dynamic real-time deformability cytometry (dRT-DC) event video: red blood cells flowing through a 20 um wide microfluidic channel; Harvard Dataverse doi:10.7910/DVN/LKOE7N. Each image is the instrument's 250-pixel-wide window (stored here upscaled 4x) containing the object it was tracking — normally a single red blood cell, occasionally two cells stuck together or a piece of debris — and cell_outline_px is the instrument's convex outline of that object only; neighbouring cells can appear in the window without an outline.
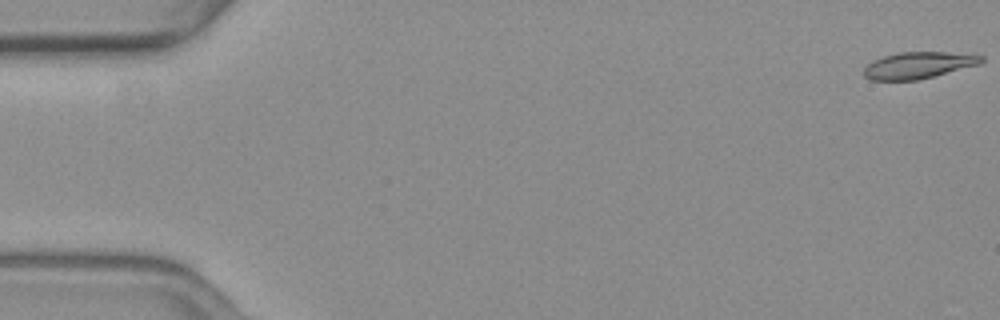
{"species": "common noctule bat (a hibernating species)", "species_latin": "Nyctalus noctula", "temperature_condition": "warm", "stored_images_in_passage": 57, "camera_frame_rate_fps": 3000, "um_per_image_px": 0.085, "animal": {"sex": "female", "body_mass_g": 19.3, "forearm_length_mm": 54.1}, "frame": {"image": 1, "passage_image": 1, "time_ms": 0.0, "image_size_px": [1000, 320], "cell_outline_px": [[984, 60], [980, 64], [916, 80], [868, 80], [864, 76], [864, 68], [872, 60], [884, 56], [900, 52], [944, 52], [984, 56]], "centroid_in_image_um": [78.02, 5.54], "position_along_channel_um": 7.0, "area_um2": 17.98}}
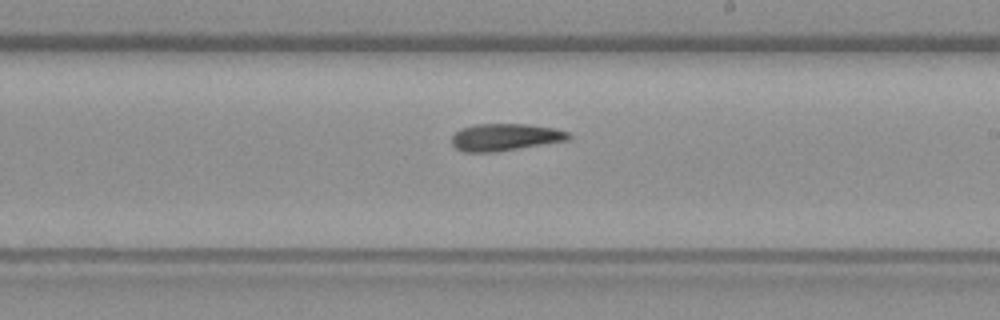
{"frame": {"image": 2, "passage_image": 33, "time_ms": 10.667, "image_size_px": [1000, 320], "cell_outline_px": [[572, 136], [568, 140], [496, 152], [464, 152], [456, 148], [452, 144], [452, 136], [460, 128], [472, 124], [528, 124], [556, 128], [568, 132]], "centroid_in_image_um": [42.93, 11.65], "position_along_channel_um": 246.1, "area_um2": 18.61}}
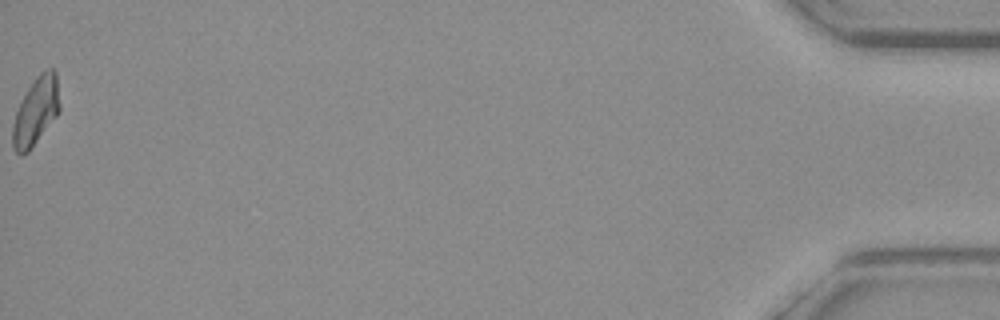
{"frame": {"image": 3, "passage_image": 57, "time_ms": 18.667, "image_size_px": [1000, 320], "cell_outline_px": [[60, 112], [28, 152], [20, 156], [12, 148], [12, 124], [20, 100], [36, 76], [40, 72], [48, 68], [52, 68], [56, 72], [60, 104]], "centroid_in_image_um": [3.04, 9.46], "position_along_channel_um": 432.2, "area_um2": 18.84}, "authors_computed_cell_mechanics": {"area_um2": 18.7272, "velocity_mm_per_s": 3.6685, "shape_relaxation_time_tau1_ms": 6.0976, "shape_relaxation_time_tau2_ms": 8.2674, "deformation_change_tau1": 0.203, "deformation_change_tau2": 0.1574}}